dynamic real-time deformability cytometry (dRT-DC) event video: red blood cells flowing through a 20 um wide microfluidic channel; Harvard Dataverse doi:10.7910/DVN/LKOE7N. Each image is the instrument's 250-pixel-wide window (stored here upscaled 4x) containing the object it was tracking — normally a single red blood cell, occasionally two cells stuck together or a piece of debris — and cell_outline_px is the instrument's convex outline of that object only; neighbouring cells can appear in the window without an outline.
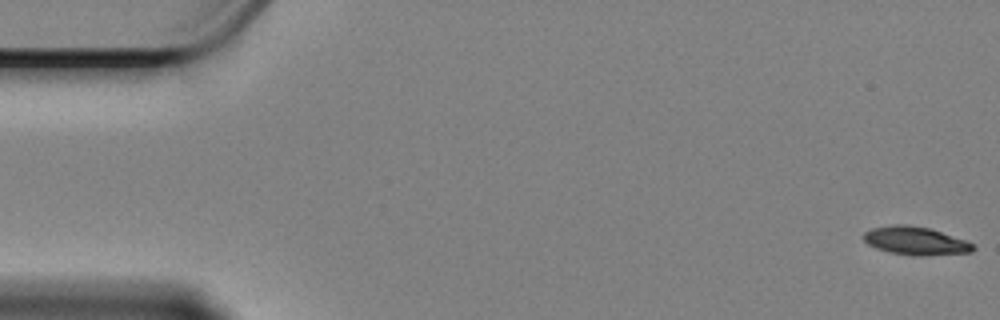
{"species": "Egyptian fruit bat (a non-hibernating species)", "species_latin": "Rousettus aegyptiacus", "temperature_condition": "cold", "stored_images_in_passage": 60, "camera_frame_rate_fps": 3000, "um_per_image_px": 0.085, "animal": {"sex": "female"}, "frame": {"image": 1, "passage_image": 1, "time_ms": 0.0, "image_size_px": [1000, 320], "cell_outline_px": [[976, 248], [972, 252], [920, 256], [912, 256], [888, 252], [876, 248], [868, 244], [864, 240], [864, 232], [872, 228], [892, 224], [908, 224], [928, 228], [976, 244]], "centroid_in_image_um": [77.81, 20.47], "position_along_channel_um": 7.2, "area_um2": 18.03}}
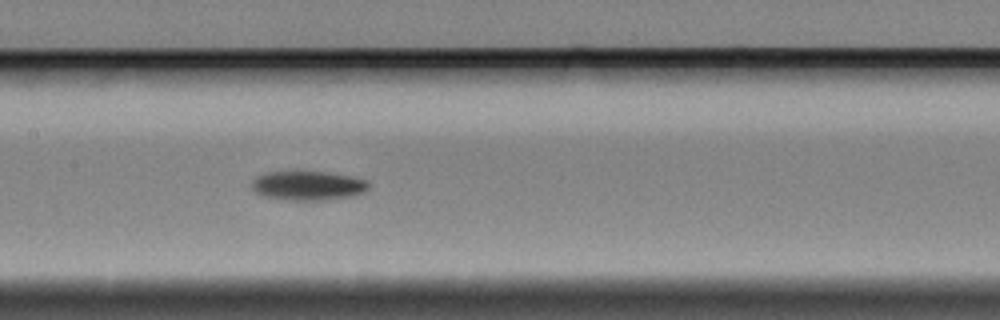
{"frame": {"image": 2, "passage_image": 28, "time_ms": 9.0, "image_size_px": [1000, 320], "cell_outline_px": [[368, 188], [364, 192], [352, 196], [320, 200], [284, 200], [260, 196], [252, 188], [252, 180], [268, 172], [320, 172], [348, 176], [368, 180]], "centroid_in_image_um": [26.15, 15.8], "position_along_channel_um": 181.2, "area_um2": 19.65}}
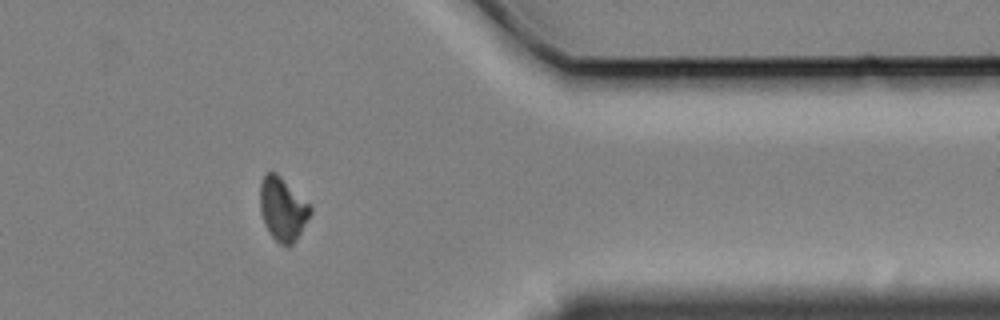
{"frame": {"image": 3, "passage_image": 48, "time_ms": 15.667, "image_size_px": [1000, 320], "cell_outline_px": [[312, 212], [296, 240], [288, 248], [280, 244], [268, 232], [264, 224], [260, 212], [260, 184], [264, 176], [268, 172], [276, 172], [312, 208]], "centroid_in_image_um": [24.0, 17.81], "position_along_channel_um": 387.4, "area_um2": 18.38}, "authors_computed_cell_mechanics": {"area_um2": 18.785, "velocity_mm_per_s": 3.3692, "shape_relaxation_time_tau1_ms": 4.0116, "shape_relaxation_time_tau2_ms": null, "deformation_change_tau1": 0.1165, "deformation_change_tau2": null}}